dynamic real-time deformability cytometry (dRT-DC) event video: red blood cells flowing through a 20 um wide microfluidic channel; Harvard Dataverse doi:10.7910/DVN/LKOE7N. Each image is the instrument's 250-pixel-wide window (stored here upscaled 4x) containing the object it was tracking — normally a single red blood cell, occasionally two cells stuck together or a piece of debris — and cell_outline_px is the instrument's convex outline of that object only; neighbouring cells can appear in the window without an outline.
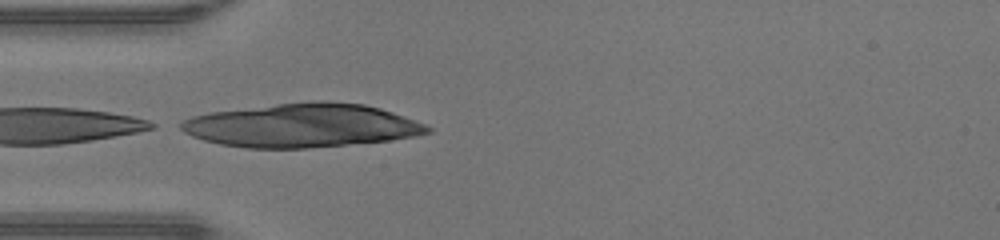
{"species": "human", "species_latin": "Homo sapiens", "temperature_condition": "warm", "stored_images_in_passage": 18, "camera_frame_rate_fps": 3000, "um_per_image_px": 0.085, "donor": {"sex": "male"}, "frame": {"image": 1, "passage_image": 13, "time_ms": 4.0, "image_size_px": [1000, 240], "cell_outline_px": [[432, 132], [416, 136], [388, 140], [308, 148], [248, 148], [220, 144], [204, 140], [192, 136], [184, 132], [180, 128], [180, 124], [184, 120], [192, 116], [208, 112], [276, 104], [312, 100], [324, 100], [364, 104], [380, 108], [392, 112], [424, 124], [432, 128]], "centroid_in_image_um": [25.65, 10.66], "position_along_channel_um": 59.3, "area_um2": 62.6}}
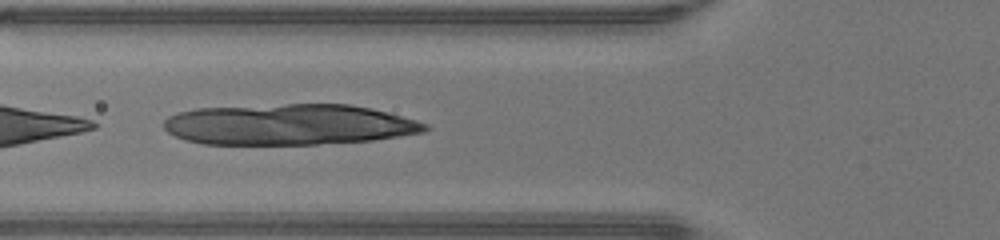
{"frame": {"image": 2, "passage_image": 16, "time_ms": 5.0, "image_size_px": [1000, 240], "cell_outline_px": [[432, 128], [424, 132], [400, 136], [372, 140], [316, 144], [204, 144], [184, 140], [168, 132], [164, 128], [164, 120], [168, 116], [176, 112], [196, 108], [288, 104], [348, 104], [372, 108], [388, 112], [416, 120], [428, 124]], "centroid_in_image_um": [24.57, 10.58], "position_along_channel_um": 101.2, "area_um2": 62.42}}